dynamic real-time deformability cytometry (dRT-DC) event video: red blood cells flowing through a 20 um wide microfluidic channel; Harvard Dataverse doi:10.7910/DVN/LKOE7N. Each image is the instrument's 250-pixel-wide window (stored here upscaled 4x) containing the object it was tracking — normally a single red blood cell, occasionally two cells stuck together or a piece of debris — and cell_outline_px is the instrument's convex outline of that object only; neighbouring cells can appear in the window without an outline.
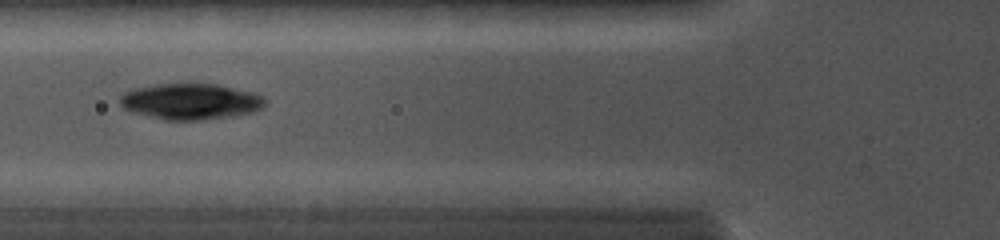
{"species": "common noctule bat (a hibernating species)", "species_latin": "Nyctalus noctula", "temperature_condition": "cold", "stored_images_in_passage": 14, "camera_frame_rate_fps": 5000, "um_per_image_px": 0.085, "animal": {"sex": "female", "body_mass_g": 19.0, "forearm_length_mm": 56.7}, "frame": {"image": 1, "passage_image": 7, "time_ms": 2.8, "image_size_px": [1000, 240], "cell_outline_px": [[264, 104], [260, 108], [252, 112], [232, 116], [200, 120], [164, 120], [132, 112], [124, 108], [120, 104], [120, 96], [124, 92], [132, 88], [156, 84], [216, 84], [252, 92], [260, 96], [264, 100]], "centroid_in_image_um": [16.13, 8.62], "position_along_channel_um": 109.7, "area_um2": 30.23}}
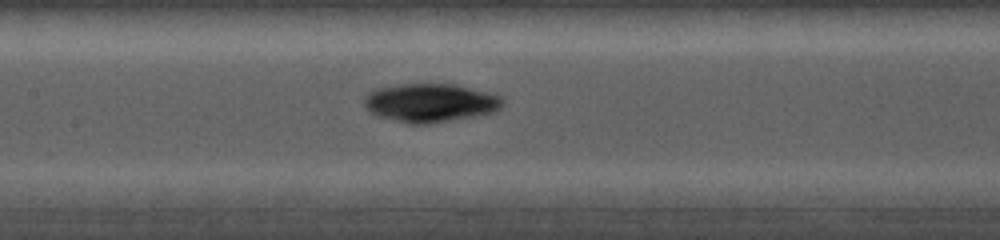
{"frame": {"image": 2, "passage_image": 10, "time_ms": 4.2, "image_size_px": [1000, 240], "cell_outline_px": [[504, 104], [496, 112], [428, 124], [408, 124], [376, 116], [364, 104], [364, 96], [368, 92], [376, 88], [400, 84], [456, 84], [496, 92], [504, 96]], "centroid_in_image_um": [36.65, 8.72], "position_along_channel_um": 170.8, "area_um2": 31.73}}
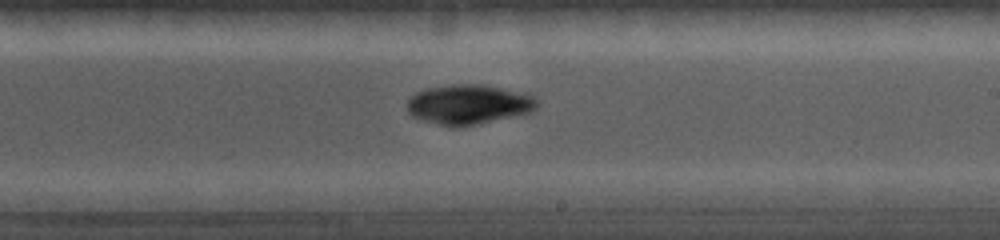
{"frame": {"image": 3, "passage_image": 14, "time_ms": 6.0, "image_size_px": [1000, 240], "cell_outline_px": [[540, 104], [532, 112], [480, 124], [460, 128], [448, 128], [420, 120], [412, 116], [408, 112], [408, 100], [416, 92], [424, 88], [452, 84], [484, 84], [528, 92], [540, 100]], "centroid_in_image_um": [39.88, 8.88], "position_along_channel_um": 249.1, "area_um2": 31.21}}